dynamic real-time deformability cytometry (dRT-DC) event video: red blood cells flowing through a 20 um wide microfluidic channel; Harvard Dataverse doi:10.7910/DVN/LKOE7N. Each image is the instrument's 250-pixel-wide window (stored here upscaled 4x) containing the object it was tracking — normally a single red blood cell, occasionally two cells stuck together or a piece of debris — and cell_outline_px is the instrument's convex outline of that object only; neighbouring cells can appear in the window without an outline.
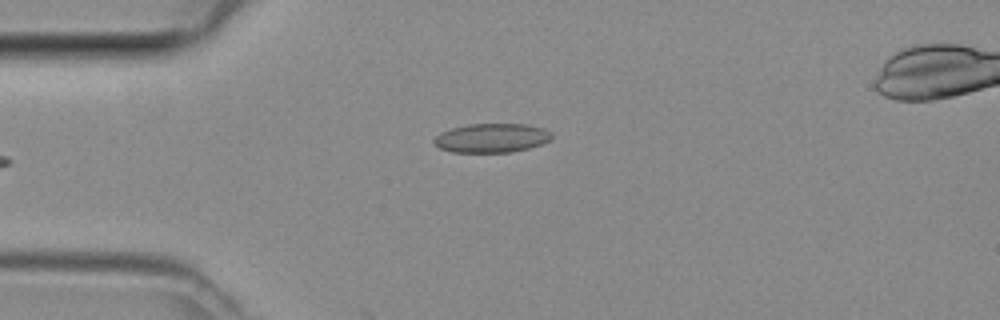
{"species": "common noctule bat (a hibernating species)", "species_latin": "Nyctalus noctula", "temperature_condition": "room temperature", "stored_images_in_passage": 3, "camera_frame_rate_fps": 3000, "um_per_image_px": 0.085, "animal": {"sex": "female", "body_mass_g": 29.2, "forearm_length_mm": 56.3}, "frame": {"image": 1, "passage_image": 3, "time_ms": 0.667, "image_size_px": [1000, 320], "cell_outline_px": [[552, 136], [548, 140], [540, 144], [528, 148], [512, 152], [452, 152], [440, 148], [432, 144], [432, 140], [440, 132], [452, 128], [468, 124], [528, 124], [544, 128], [552, 132]], "centroid_in_image_um": [41.76, 11.72], "position_along_channel_um": 43.2, "area_um2": 20.0}}